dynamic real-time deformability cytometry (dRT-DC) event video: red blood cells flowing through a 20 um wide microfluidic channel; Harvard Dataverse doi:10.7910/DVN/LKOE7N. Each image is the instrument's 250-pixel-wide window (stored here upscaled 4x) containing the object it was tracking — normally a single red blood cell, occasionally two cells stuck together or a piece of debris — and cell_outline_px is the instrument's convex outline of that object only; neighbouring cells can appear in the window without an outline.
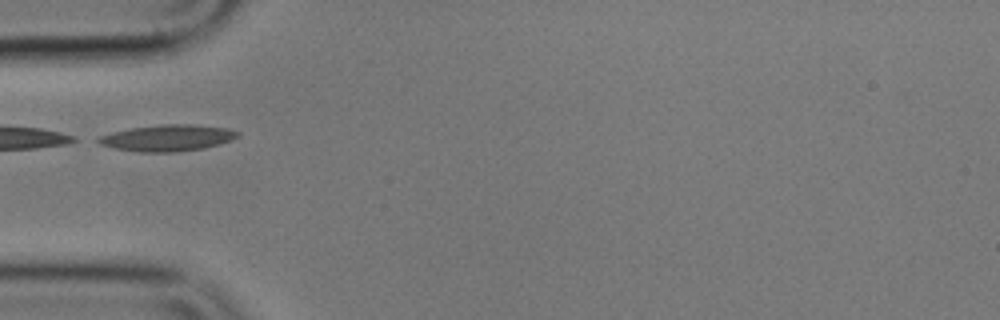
{"species": "common noctule bat (a hibernating species)", "species_latin": "Nyctalus noctula", "temperature_condition": "cold", "stored_images_in_passage": 35, "camera_frame_rate_fps": 3000, "um_per_image_px": 0.085, "animal": {"sex": "male", "body_mass_g": 17.9}, "frame": {"image": 1, "passage_image": 1, "time_ms": 0.0, "image_size_px": [1000, 320], "cell_outline_px": [[240, 136], [232, 140], [220, 144], [204, 148], [176, 152], [140, 152], [116, 148], [100, 144], [92, 140], [96, 136], [112, 132], [132, 128], [160, 124], [192, 124], [228, 128], [240, 132]], "centroid_in_image_um": [14.23, 11.72], "position_along_channel_um": 70.8, "area_um2": 21.68}}
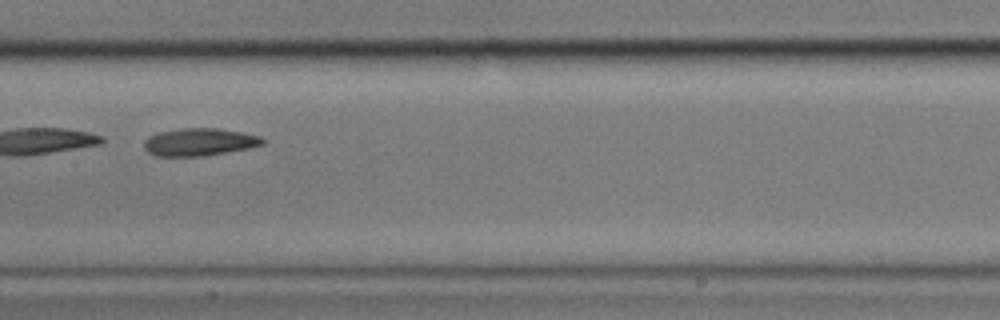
{"frame": {"image": 2, "passage_image": 11, "time_ms": 3.333, "image_size_px": [1000, 320], "cell_outline_px": [[264, 144], [248, 148], [204, 156], [156, 156], [148, 152], [144, 148], [144, 140], [148, 136], [160, 132], [184, 128], [216, 128], [240, 132], [260, 136], [264, 140]], "centroid_in_image_um": [16.92, 12.07], "position_along_channel_um": 190.5, "area_um2": 18.9}}
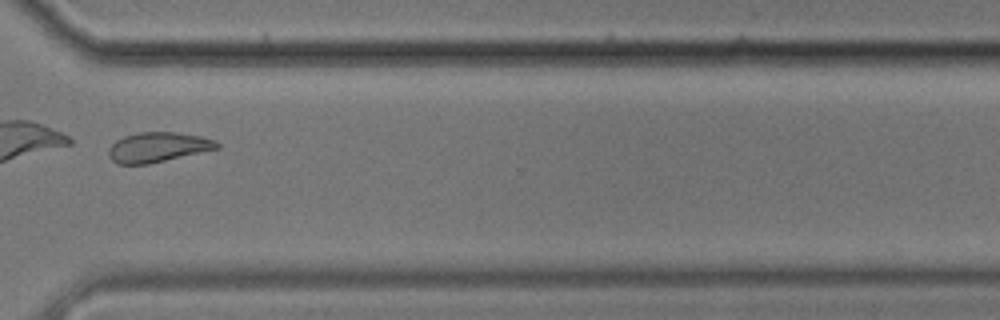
{"frame": {"image": 3, "passage_image": 25, "time_ms": 8.0, "image_size_px": [1000, 320], "cell_outline_px": [[220, 148], [148, 164], [116, 164], [108, 156], [108, 148], [116, 140], [124, 136], [140, 132], [176, 132], [200, 136], [212, 140], [220, 144]], "centroid_in_image_um": [13.38, 12.51], "position_along_channel_um": 357.2, "area_um2": 18.79}, "authors_computed_cell_mechanics": {"area_um2": 19.2474, "velocity_mm_per_s": 3.568, "shape_relaxation_time_tau1_ms": 4.2347, "shape_relaxation_time_tau2_ms": 3.6395, "deformation_change_tau1": 0.1164, "deformation_change_tau2": 0.0949}}